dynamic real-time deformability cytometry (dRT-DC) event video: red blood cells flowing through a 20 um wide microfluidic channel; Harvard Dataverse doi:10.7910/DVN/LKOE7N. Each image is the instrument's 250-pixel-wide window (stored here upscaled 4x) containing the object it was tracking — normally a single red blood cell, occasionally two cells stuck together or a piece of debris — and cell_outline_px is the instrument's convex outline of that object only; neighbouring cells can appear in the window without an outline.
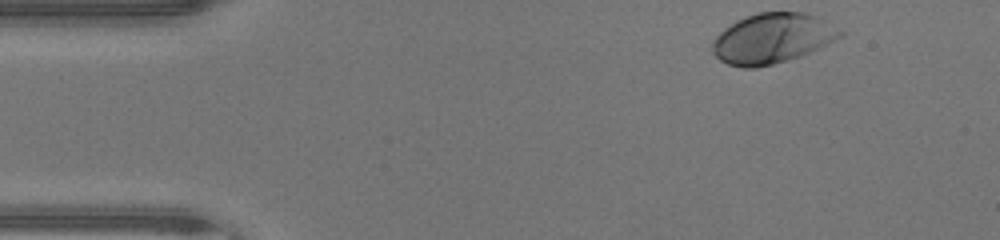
{"species": "human", "species_latin": "Homo sapiens", "temperature_condition": "warm", "stored_images_in_passage": 37, "camera_frame_rate_fps": 3000, "um_per_image_px": 0.085, "donor": {"sex": "male"}, "frame": {"image": 1, "passage_image": 1, "time_ms": 0.0, "image_size_px": [1000, 240], "cell_outline_px": [[844, 32], [840, 36], [800, 56], [788, 60], [772, 64], [752, 68], [744, 68], [728, 64], [720, 60], [712, 52], [712, 44], [716, 36], [724, 28], [744, 16], [756, 12], [804, 12], [820, 16]], "centroid_in_image_um": [65.61, 3.24], "position_along_channel_um": 19.4, "area_um2": 37.05}}
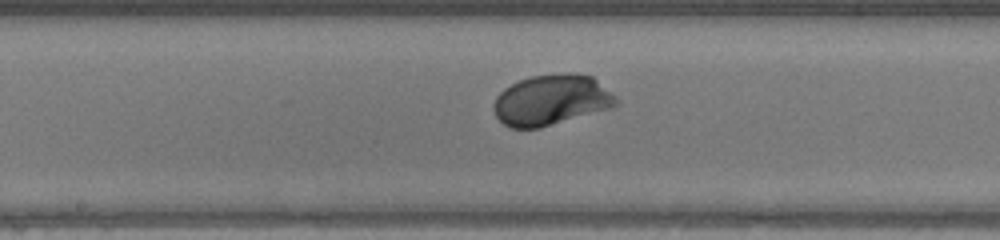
{"frame": {"image": 2, "passage_image": 20, "time_ms": 6.333, "image_size_px": [1000, 240], "cell_outline_px": [[620, 104], [612, 108], [540, 128], [512, 128], [504, 124], [496, 116], [492, 108], [492, 104], [496, 96], [504, 88], [520, 80], [532, 76], [564, 72], [576, 72], [592, 76], [616, 96]], "centroid_in_image_um": [46.88, 8.49], "position_along_channel_um": 201.3, "area_um2": 36.47}}
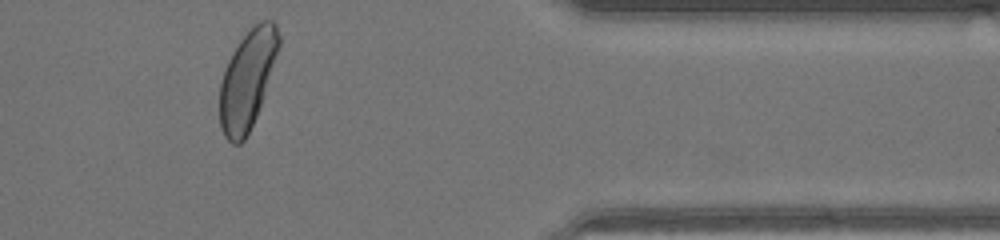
{"frame": {"image": 3, "passage_image": 35, "time_ms": 11.333, "image_size_px": [1000, 240], "cell_outline_px": [[280, 44], [256, 116], [244, 140], [240, 144], [232, 144], [224, 136], [220, 128], [220, 80], [224, 68], [232, 52], [240, 40], [252, 24], [260, 20], [272, 20], [276, 24], [280, 36]], "centroid_in_image_um": [21.0, 6.73], "position_along_channel_um": 390.4, "area_um2": 33.76}, "authors_computed_cell_mechanics": {"area_um2": 34.7378, "velocity_mm_per_s": 4.3073, "shape_relaxation_time_tau1_ms": 1.7826, "shape_relaxation_time_tau2_ms": null, "deformation_change_tau1": 0.1427, "deformation_change_tau2": null}}